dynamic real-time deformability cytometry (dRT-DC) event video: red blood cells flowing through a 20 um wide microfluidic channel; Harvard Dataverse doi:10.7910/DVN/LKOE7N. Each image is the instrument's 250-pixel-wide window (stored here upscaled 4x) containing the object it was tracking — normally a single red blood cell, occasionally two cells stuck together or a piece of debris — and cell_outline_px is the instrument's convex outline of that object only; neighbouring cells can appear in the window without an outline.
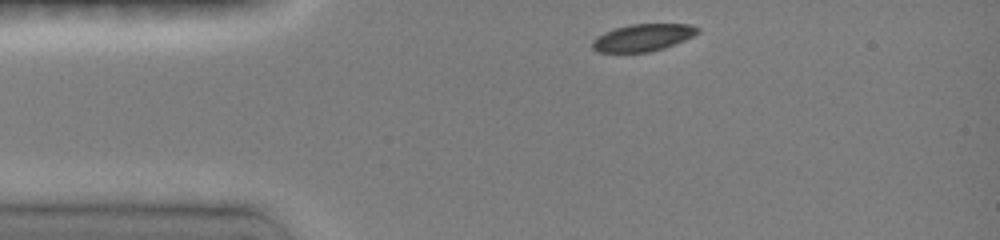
{"species": "common noctule bat (a hibernating species)", "species_latin": "Nyctalus noctula", "temperature_condition": "room temperature", "stored_images_in_passage": 9, "camera_frame_rate_fps": 3000, "um_per_image_px": 0.085, "animal": {"sex": "female", "body_mass_g": 19.0, "forearm_length_mm": 51.5}, "frame": {"image": 1, "passage_image": 1, "time_ms": 0.0, "image_size_px": [1000, 240], "cell_outline_px": [[700, 32], [684, 40], [648, 52], [600, 52], [592, 48], [592, 40], [596, 36], [604, 32], [628, 24], [688, 24], [700, 28]], "centroid_in_image_um": [54.61, 3.18], "position_along_channel_um": 30.4, "area_um2": 16.47}}